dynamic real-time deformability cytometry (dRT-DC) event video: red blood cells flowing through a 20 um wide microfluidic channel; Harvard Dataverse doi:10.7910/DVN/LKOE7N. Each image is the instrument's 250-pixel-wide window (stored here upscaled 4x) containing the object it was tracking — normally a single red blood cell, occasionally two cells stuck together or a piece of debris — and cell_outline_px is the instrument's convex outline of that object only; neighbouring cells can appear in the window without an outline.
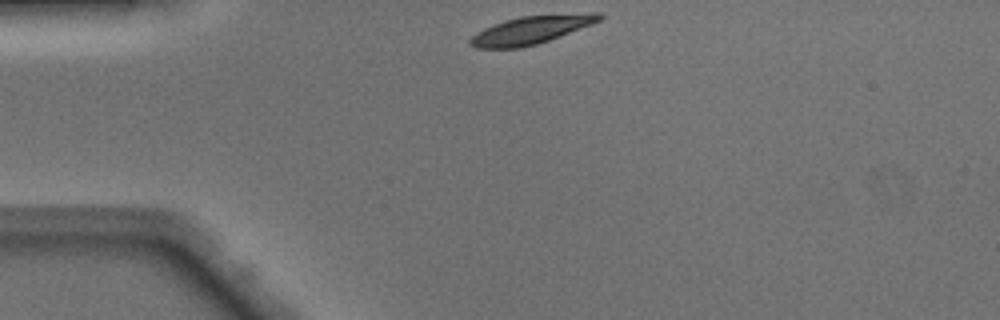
{"species": "Egyptian fruit bat (a non-hibernating species)", "species_latin": "Rousettus aegyptiacus", "temperature_condition": "warm", "stored_images_in_passage": 38, "camera_frame_rate_fps": 3000, "um_per_image_px": 0.085, "animal": {"sex": "male"}, "frame": {"image": 1, "passage_image": 1, "time_ms": 0.0, "image_size_px": [1000, 320], "cell_outline_px": [[604, 16], [600, 20], [592, 24], [548, 40], [536, 44], [520, 48], [476, 48], [468, 44], [468, 40], [472, 36], [484, 28], [504, 20], [520, 16], [592, 12], [600, 12]], "centroid_in_image_um": [45.14, 2.53], "position_along_channel_um": 39.9, "area_um2": 21.04}}
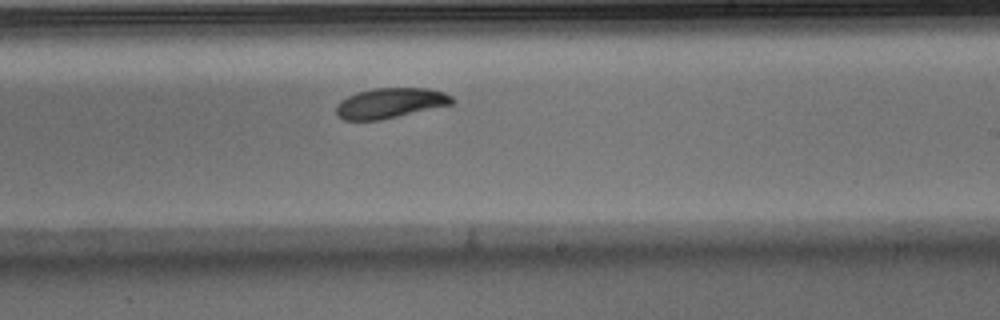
{"frame": {"image": 2, "passage_image": 19, "time_ms": 6.0, "image_size_px": [1000, 320], "cell_outline_px": [[456, 100], [452, 104], [380, 120], [344, 120], [336, 116], [336, 104], [340, 100], [356, 92], [376, 88], [428, 88], [444, 92], [452, 96]], "centroid_in_image_um": [33.15, 8.76], "position_along_channel_um": 255.9, "area_um2": 20.46}}
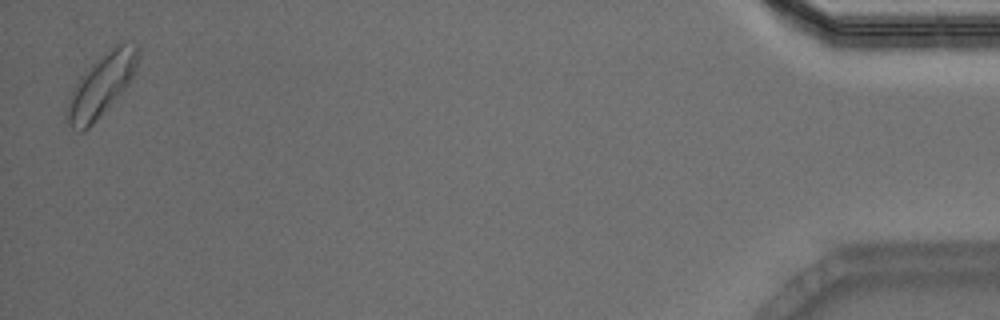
{"frame": {"image": 3, "passage_image": 38, "time_ms": 12.333, "image_size_px": [1000, 320], "cell_outline_px": [[140, 56], [136, 72], [128, 84], [92, 124], [84, 132], [76, 132], [68, 124], [64, 116], [64, 112], [68, 96], [84, 72], [104, 52], [116, 44], [124, 40], [128, 40], [140, 44]], "centroid_in_image_um": [8.63, 7.19], "position_along_channel_um": 426.6, "area_um2": 26.24}, "authors_computed_cell_mechanics": {"area_um2": 21.1259, "velocity_mm_per_s": 4.0864, "shape_relaxation_time_tau1_ms": 1.8163, "shape_relaxation_time_tau2_ms": null, "deformation_change_tau1": 0.1189, "deformation_change_tau2": null}}